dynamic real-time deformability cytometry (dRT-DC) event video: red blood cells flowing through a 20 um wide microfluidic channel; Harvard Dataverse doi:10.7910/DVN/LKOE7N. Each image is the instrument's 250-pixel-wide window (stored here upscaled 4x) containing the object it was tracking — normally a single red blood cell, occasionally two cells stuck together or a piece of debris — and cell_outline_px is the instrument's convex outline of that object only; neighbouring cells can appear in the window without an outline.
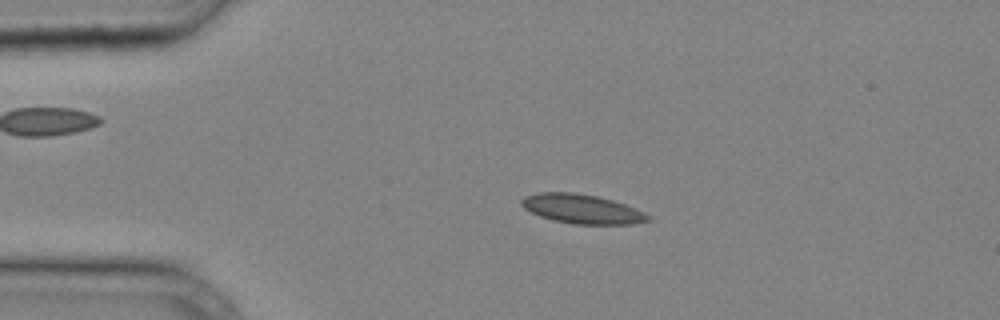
{"species": "common noctule bat (a hibernating species)", "species_latin": "Nyctalus noctula", "temperature_condition": "cold", "stored_images_in_passage": 37, "camera_frame_rate_fps": 3000, "um_per_image_px": 0.085, "animal": {"sex": "male", "body_mass_g": 20.4}, "frame": {"image": 1, "passage_image": 8, "time_ms": 2.333, "image_size_px": [1000, 320], "cell_outline_px": [[652, 220], [632, 224], [576, 224], [552, 220], [540, 216], [524, 208], [520, 204], [520, 200], [524, 196], [540, 192], [576, 192], [596, 196], [612, 200], [636, 208], [652, 216]], "centroid_in_image_um": [49.48, 17.76], "position_along_channel_um": 35.5, "area_um2": 21.68}}
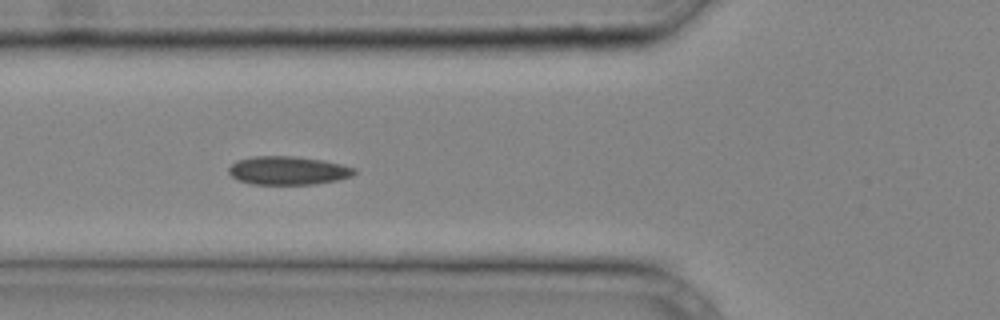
{"frame": {"image": 2, "passage_image": 14, "time_ms": 4.333, "image_size_px": [1000, 320], "cell_outline_px": [[356, 172], [352, 176], [336, 180], [312, 184], [252, 184], [236, 180], [228, 172], [228, 168], [236, 160], [252, 156], [296, 156], [324, 160], [356, 168]], "centroid_in_image_um": [24.45, 14.48], "position_along_channel_um": 101.3, "area_um2": 20.92}}
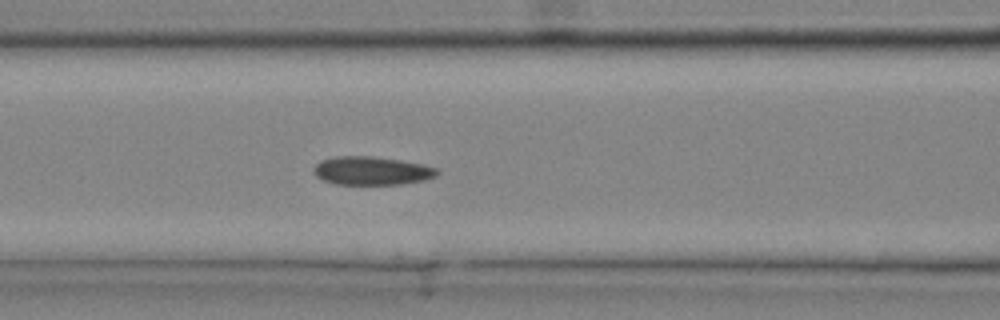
{"frame": {"image": 3, "passage_image": 16, "time_ms": 5.0, "image_size_px": [1000, 320], "cell_outline_px": [[440, 172], [436, 176], [424, 180], [400, 184], [336, 184], [324, 180], [316, 176], [312, 168], [320, 160], [332, 156], [372, 156], [400, 160], [420, 164], [436, 168]], "centroid_in_image_um": [31.56, 14.5], "position_along_channel_um": 135.0, "area_um2": 20.4}}